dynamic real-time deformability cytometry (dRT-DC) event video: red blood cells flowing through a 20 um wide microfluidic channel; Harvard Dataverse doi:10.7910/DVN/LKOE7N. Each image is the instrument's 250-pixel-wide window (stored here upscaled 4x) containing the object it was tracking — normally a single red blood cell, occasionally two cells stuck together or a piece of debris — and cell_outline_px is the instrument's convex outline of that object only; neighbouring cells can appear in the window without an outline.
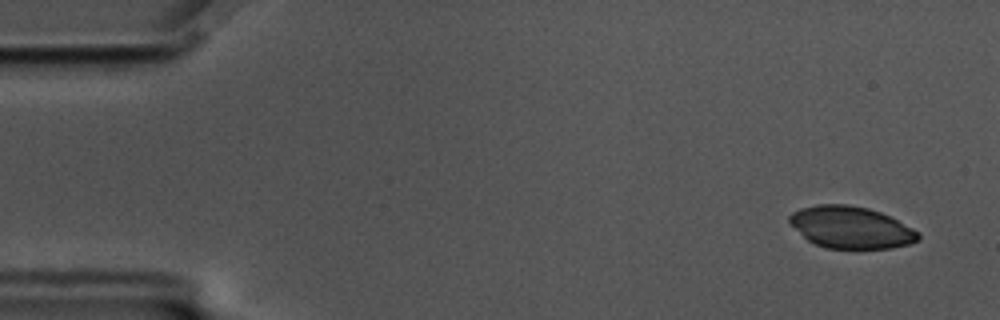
{"species": "common noctule bat (a hibernating species)", "species_latin": "Nyctalus noctula", "temperature_condition": "cold", "stored_images_in_passage": 57, "camera_frame_rate_fps": 3000, "um_per_image_px": 0.085, "animal": {"sex": "male", "body_mass_g": 17.5, "forearm_length_mm": 52.3}, "frame": {"image": 1, "passage_image": 3, "time_ms": 0.667, "image_size_px": [1000, 320], "cell_outline_px": [[920, 240], [908, 244], [892, 248], [824, 248], [808, 240], [788, 220], [788, 216], [792, 212], [800, 208], [816, 204], [848, 204], [868, 208], [880, 212], [920, 232]], "centroid_in_image_um": [72.33, 19.32], "position_along_channel_um": 12.7, "area_um2": 31.27}}